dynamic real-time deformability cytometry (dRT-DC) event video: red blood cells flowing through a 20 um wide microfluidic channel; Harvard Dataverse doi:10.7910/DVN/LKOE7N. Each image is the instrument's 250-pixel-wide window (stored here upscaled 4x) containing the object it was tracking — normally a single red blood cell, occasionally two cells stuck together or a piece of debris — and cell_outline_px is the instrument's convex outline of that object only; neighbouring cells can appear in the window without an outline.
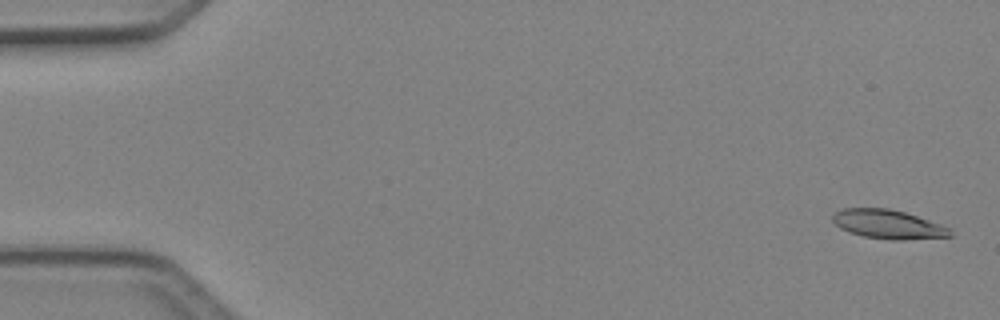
{"species": "Egyptian fruit bat (a non-hibernating species)", "species_latin": "Rousettus aegyptiacus", "temperature_condition": "cold", "stored_images_in_passage": 50, "camera_frame_rate_fps": 3000, "um_per_image_px": 0.085, "animal": {"sex": "female"}, "frame": {"image": 1, "passage_image": 2, "time_ms": 0.333, "image_size_px": [1000, 320], "cell_outline_px": [[952, 236], [904, 240], [892, 240], [864, 236], [848, 232], [840, 228], [832, 220], [832, 216], [836, 212], [844, 208], [888, 208], [904, 212], [940, 224], [948, 228], [952, 232]], "centroid_in_image_um": [75.47, 19.07], "position_along_channel_um": 9.5, "area_um2": 19.65}}
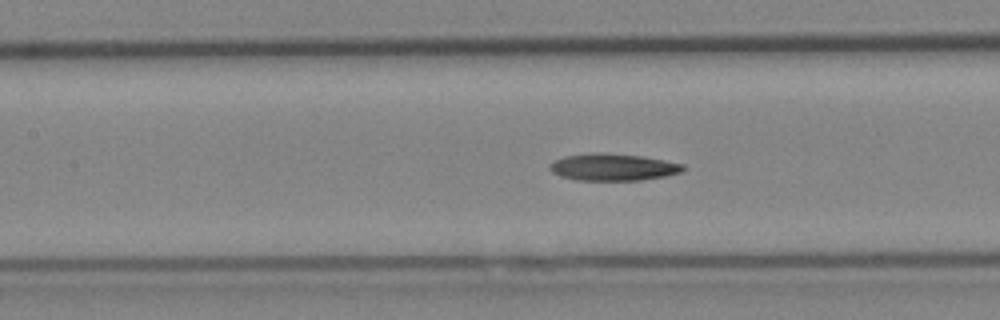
{"frame": {"image": 2, "passage_image": 23, "time_ms": 7.333, "image_size_px": [1000, 320], "cell_outline_px": [[684, 168], [680, 172], [664, 176], [640, 180], [580, 180], [560, 176], [552, 172], [548, 168], [556, 160], [564, 156], [592, 152], [600, 152], [640, 156], [664, 160], [684, 164]], "centroid_in_image_um": [52.09, 14.2], "position_along_channel_um": 155.3, "area_um2": 20.75}}
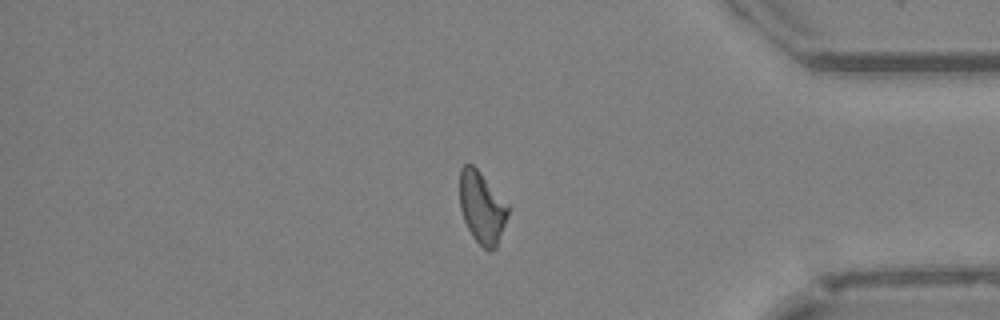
{"frame": {"image": 3, "passage_image": 42, "time_ms": 13.667, "image_size_px": [1000, 320], "cell_outline_px": [[508, 216], [496, 248], [492, 252], [488, 252], [472, 236], [464, 220], [460, 208], [460, 168], [464, 164], [472, 164], [480, 172], [508, 204]], "centroid_in_image_um": [40.96, 17.66], "position_along_channel_um": 394.2, "area_um2": 20.17}, "authors_computed_cell_mechanics": {"area_um2": 20.5479, "velocity_mm_per_s": 4.1619, "shape_relaxation_time_tau1_ms": null, "shape_relaxation_time_tau2_ms": 8.0108, "deformation_change_tau1": null, "deformation_change_tau2": 0.1955}}